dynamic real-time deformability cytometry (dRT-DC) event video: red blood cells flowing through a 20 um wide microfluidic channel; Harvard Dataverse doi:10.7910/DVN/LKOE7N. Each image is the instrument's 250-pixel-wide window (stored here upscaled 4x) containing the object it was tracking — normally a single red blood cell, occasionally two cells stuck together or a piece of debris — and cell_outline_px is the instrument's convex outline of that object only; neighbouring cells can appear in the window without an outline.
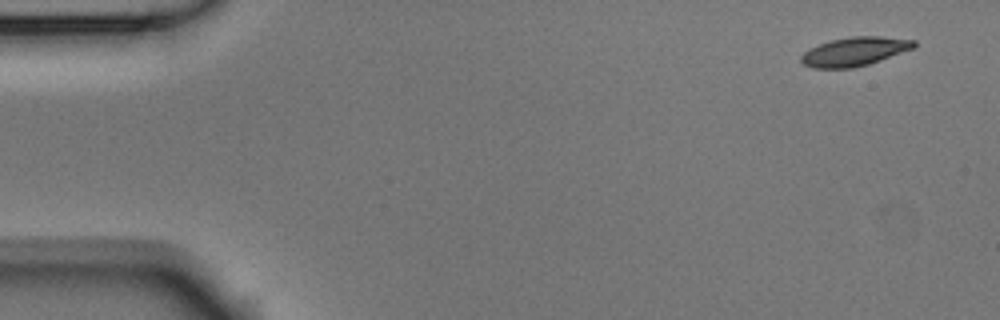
{"species": "Egyptian fruit bat (a non-hibernating species)", "species_latin": "Rousettus aegyptiacus", "temperature_condition": "room temperature", "stored_images_in_passage": 8, "camera_frame_rate_fps": 3000, "um_per_image_px": 0.085, "animal": {"sex": "male"}, "frame": {"image": 1, "passage_image": 1, "time_ms": 0.0, "image_size_px": [1000, 320], "cell_outline_px": [[916, 48], [868, 64], [852, 68], [812, 68], [804, 64], [800, 60], [800, 56], [808, 48], [832, 40], [852, 36], [880, 36], [916, 40]], "centroid_in_image_um": [72.65, 4.38], "position_along_channel_um": 12.3, "area_um2": 19.02}}
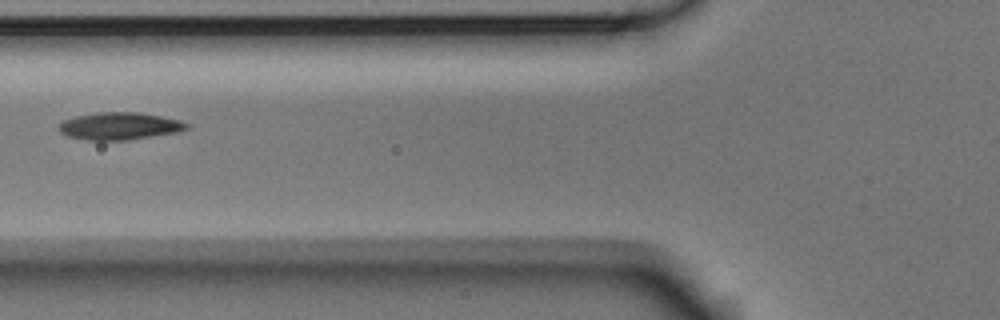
{"frame": {"image": 2, "passage_image": 5, "time_ms": 1.333, "image_size_px": [1000, 320], "cell_outline_px": [[188, 128], [176, 132], [128, 140], [88, 140], [68, 136], [60, 132], [60, 124], [64, 120], [76, 116], [100, 112], [136, 112], [160, 116], [180, 120], [188, 124]], "centroid_in_image_um": [10.16, 10.71], "position_along_channel_um": 115.6, "area_um2": 20.06}}
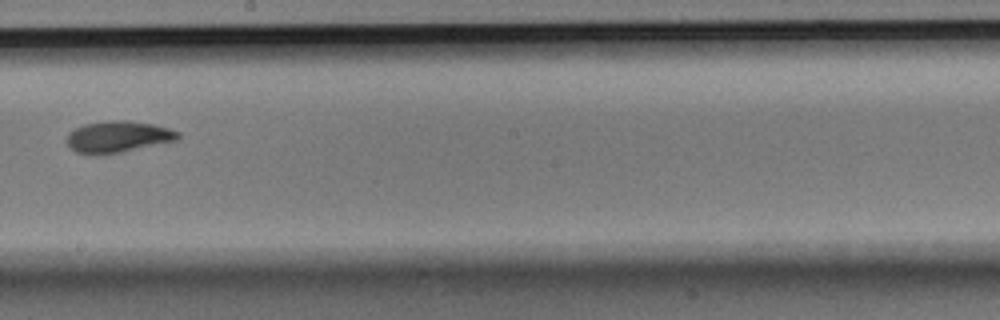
{"frame": {"image": 3, "passage_image": 8, "time_ms": 2.333, "image_size_px": [1000, 320], "cell_outline_px": [[180, 136], [176, 140], [120, 152], [100, 156], [96, 156], [76, 152], [68, 144], [68, 132], [84, 124], [112, 120], [124, 120], [152, 124], [168, 128], [180, 132]], "centroid_in_image_um": [10.01, 11.63], "position_along_channel_um": 238.2, "area_um2": 20.23}}